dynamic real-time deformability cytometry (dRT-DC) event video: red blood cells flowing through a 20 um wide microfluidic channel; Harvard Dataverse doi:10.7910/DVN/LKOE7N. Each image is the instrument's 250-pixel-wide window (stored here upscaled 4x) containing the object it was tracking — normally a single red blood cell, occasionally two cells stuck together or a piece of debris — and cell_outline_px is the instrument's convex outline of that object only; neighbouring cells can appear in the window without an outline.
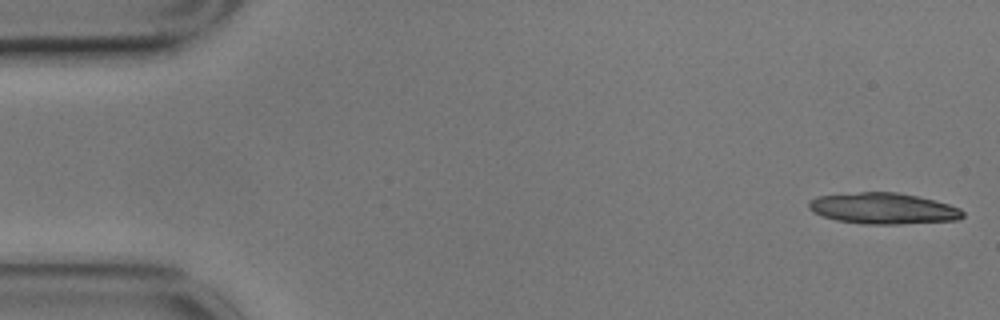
{"species": "common noctule bat (a hibernating species)", "species_latin": "Nyctalus noctula", "temperature_condition": "cold", "stored_images_in_passage": 15, "camera_frame_rate_fps": 3000, "um_per_image_px": 0.085, "animal": {"sex": "male", "body_mass_g": 17.9}, "frame": {"image": 1, "passage_image": 1, "time_ms": 0.0, "image_size_px": [1000, 320], "cell_outline_px": [[964, 216], [960, 220], [900, 224], [864, 224], [836, 220], [812, 212], [808, 208], [808, 200], [816, 196], [860, 192], [896, 192], [916, 196], [948, 204], [960, 208], [964, 212]], "centroid_in_image_um": [75.06, 17.72], "position_along_channel_um": 9.9, "area_um2": 27.98}}